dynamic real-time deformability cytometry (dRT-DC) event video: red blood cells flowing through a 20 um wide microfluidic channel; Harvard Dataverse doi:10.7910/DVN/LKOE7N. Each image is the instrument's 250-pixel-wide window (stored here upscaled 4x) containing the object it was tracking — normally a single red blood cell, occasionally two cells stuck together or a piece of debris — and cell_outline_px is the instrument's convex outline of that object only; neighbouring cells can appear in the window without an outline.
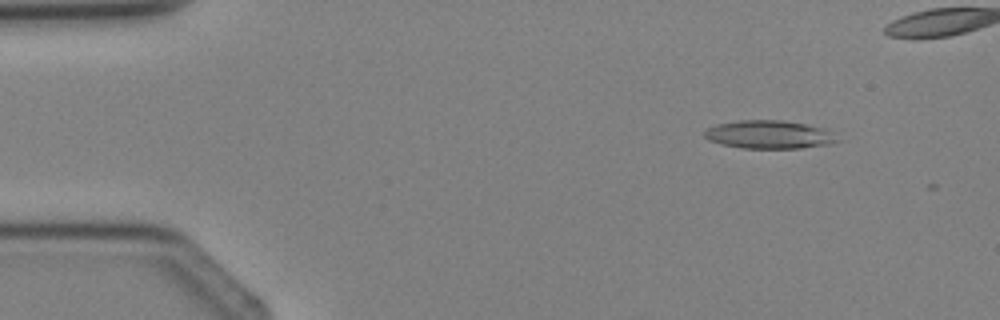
{"species": "Egyptian fruit bat (a non-hibernating species)", "species_latin": "Rousettus aegyptiacus", "temperature_condition": "cold", "stored_images_in_passage": 2, "camera_frame_rate_fps": 3000, "um_per_image_px": 0.085, "animal": {"sex": "female"}, "frame": {"image": 1, "passage_image": 1, "time_ms": 0.0, "image_size_px": [1000, 320], "cell_outline_px": [[840, 140], [828, 144], [800, 148], [740, 148], [720, 144], [708, 140], [704, 136], [704, 132], [708, 128], [716, 124], [740, 120], [780, 120], [808, 124], [824, 128]], "centroid_in_image_um": [65.34, 11.43], "position_along_channel_um": 19.7, "area_um2": 21.79}}